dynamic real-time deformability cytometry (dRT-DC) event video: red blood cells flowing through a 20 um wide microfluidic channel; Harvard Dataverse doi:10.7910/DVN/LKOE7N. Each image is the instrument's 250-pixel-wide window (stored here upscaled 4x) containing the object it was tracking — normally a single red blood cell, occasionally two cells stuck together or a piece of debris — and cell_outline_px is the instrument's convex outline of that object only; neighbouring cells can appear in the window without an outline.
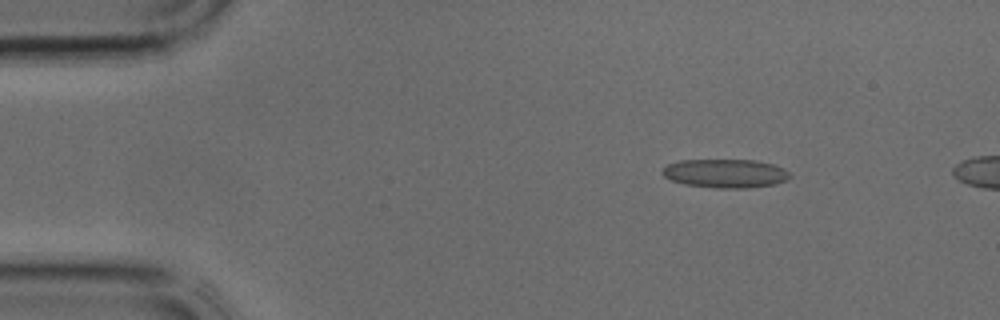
{"species": "common noctule bat (a hibernating species)", "species_latin": "Nyctalus noctula", "temperature_condition": "cold", "stored_images_in_passage": 5, "camera_frame_rate_fps": 3000, "um_per_image_px": 0.085, "animal": {"sex": "male", "body_mass_g": 17.9, "forearm_length_mm": 54.2}, "frame": {"image": 1, "passage_image": 1, "time_ms": 0.0, "image_size_px": [1000, 320], "cell_outline_px": [[792, 176], [776, 184], [748, 188], [716, 188], [684, 184], [672, 180], [664, 176], [660, 172], [668, 164], [680, 160], [756, 160], [772, 164], [784, 168]], "centroid_in_image_um": [61.66, 14.74], "position_along_channel_um": 23.3, "area_um2": 21.33}}